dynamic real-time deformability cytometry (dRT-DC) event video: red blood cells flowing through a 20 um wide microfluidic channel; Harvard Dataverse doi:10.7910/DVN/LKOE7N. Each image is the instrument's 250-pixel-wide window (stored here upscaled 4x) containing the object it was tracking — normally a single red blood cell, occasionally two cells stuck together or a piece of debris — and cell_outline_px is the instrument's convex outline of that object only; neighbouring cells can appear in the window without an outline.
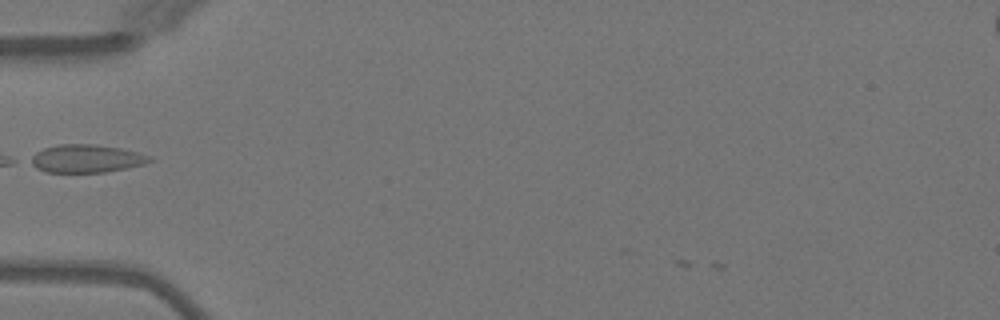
{"species": "Egyptian fruit bat (a non-hibernating species)", "species_latin": "Rousettus aegyptiacus", "temperature_condition": "warm", "stored_images_in_passage": 1, "camera_frame_rate_fps": 3000, "um_per_image_px": 0.085, "animal": {"sex": "female"}, "frame": {"image": 1, "passage_image": 1, "time_ms": 0.0, "image_size_px": [1000, 320], "cell_outline_px": [[152, 160], [144, 164], [104, 172], [44, 172], [28, 164], [24, 160], [36, 152], [44, 148], [56, 144], [96, 144], [120, 148], [152, 156]], "centroid_in_image_um": [7.23, 13.47], "position_along_channel_um": 77.8, "area_um2": 19.65}}